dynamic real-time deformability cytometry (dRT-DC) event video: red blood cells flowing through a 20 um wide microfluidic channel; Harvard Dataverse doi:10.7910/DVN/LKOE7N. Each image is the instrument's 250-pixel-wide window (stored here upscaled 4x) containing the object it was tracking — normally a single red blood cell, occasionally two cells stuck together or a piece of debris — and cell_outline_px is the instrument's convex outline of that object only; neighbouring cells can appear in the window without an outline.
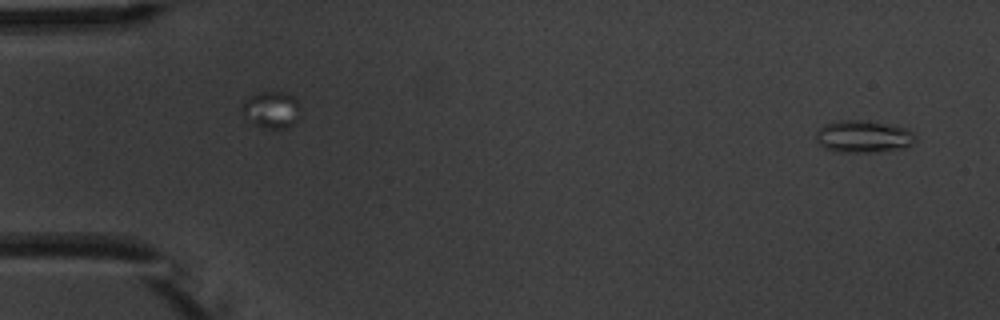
{"species": "common noctule bat (a hibernating species)", "species_latin": "Nyctalus noctula", "temperature_condition": "warm", "stored_images_in_passage": 6, "segment_of_instrument_passage": [2, 2], "camera_frame_rate_fps": 3000, "um_per_image_px": 0.085, "animal": {"sex": "male", "body_mass_g": 20.1, "forearm_length_mm": 53.5}, "frame": {"image": 1, "passage_image": 6, "time_ms": 5.667, "image_size_px": [1000, 320], "cell_outline_px": [[916, 140], [908, 148], [880, 152], [840, 152], [824, 148], [816, 140], [816, 132], [824, 124], [840, 120], [860, 120], [884, 124], [904, 128], [912, 132], [916, 136]], "centroid_in_image_um": [73.39, 11.63], "position_along_channel_um": 11.6, "area_um2": 18.67}}